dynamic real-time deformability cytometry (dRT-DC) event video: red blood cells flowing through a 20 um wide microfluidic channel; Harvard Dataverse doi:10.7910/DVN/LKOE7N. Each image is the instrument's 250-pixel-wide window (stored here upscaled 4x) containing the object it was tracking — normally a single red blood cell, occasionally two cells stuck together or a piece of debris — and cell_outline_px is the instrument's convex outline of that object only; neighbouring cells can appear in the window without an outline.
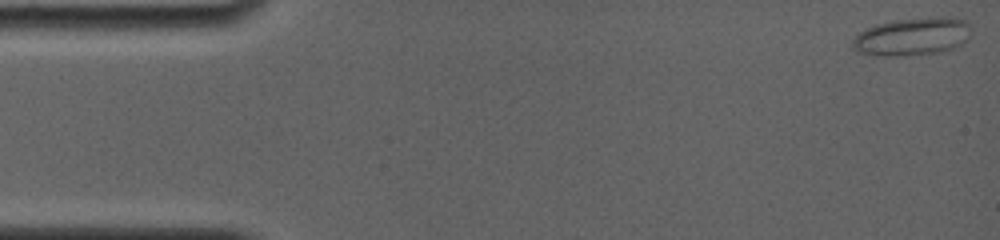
{"species": "common noctule bat (a hibernating species)", "species_latin": "Nyctalus noctula", "temperature_condition": "room temperature", "stored_images_in_passage": 8, "camera_frame_rate_fps": 4000, "um_per_image_px": 0.085, "animal": {"sex": "female", "body_mass_g": 19.0, "forearm_length_mm": 56.7}, "frame": {"image": 1, "passage_image": 1, "time_ms": 0.0, "image_size_px": [1000, 240], "cell_outline_px": [[972, 28], [964, 40], [960, 44], [944, 52], [904, 56], [880, 56], [864, 52], [852, 48], [852, 40], [860, 32], [876, 24], [892, 20], [936, 16], [952, 16], [968, 20]], "centroid_in_image_um": [77.59, 3.08], "position_along_channel_um": 7.4, "area_um2": 26.41}}
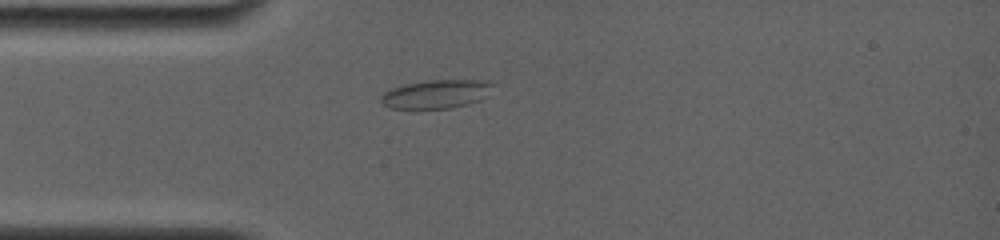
{"frame": {"image": 2, "passage_image": 8, "time_ms": 4.0, "image_size_px": [1000, 240], "cell_outline_px": [[492, 84], [488, 96], [480, 100], [468, 104], [448, 108], [392, 108], [384, 104], [380, 100], [380, 96], [384, 92], [392, 88], [404, 84], [432, 80], [480, 80]], "centroid_in_image_um": [37.07, 7.99], "position_along_channel_um": 47.9, "area_um2": 18.38}}